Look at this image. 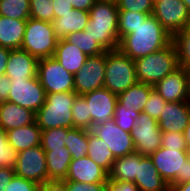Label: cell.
I'll return each instance as SVG.
<instances>
[{
  "label": "cell",
  "mask_w": 190,
  "mask_h": 191,
  "mask_svg": "<svg viewBox=\"0 0 190 191\" xmlns=\"http://www.w3.org/2000/svg\"><path fill=\"white\" fill-rule=\"evenodd\" d=\"M40 185L34 181L14 176L6 191H39Z\"/></svg>",
  "instance_id": "cell-43"
},
{
  "label": "cell",
  "mask_w": 190,
  "mask_h": 191,
  "mask_svg": "<svg viewBox=\"0 0 190 191\" xmlns=\"http://www.w3.org/2000/svg\"><path fill=\"white\" fill-rule=\"evenodd\" d=\"M87 156L108 173L111 171L113 161L116 159L114 154L109 150L108 145L89 130Z\"/></svg>",
  "instance_id": "cell-29"
},
{
  "label": "cell",
  "mask_w": 190,
  "mask_h": 191,
  "mask_svg": "<svg viewBox=\"0 0 190 191\" xmlns=\"http://www.w3.org/2000/svg\"><path fill=\"white\" fill-rule=\"evenodd\" d=\"M137 81L154 86L179 68L173 40L164 48L134 60Z\"/></svg>",
  "instance_id": "cell-3"
},
{
  "label": "cell",
  "mask_w": 190,
  "mask_h": 191,
  "mask_svg": "<svg viewBox=\"0 0 190 191\" xmlns=\"http://www.w3.org/2000/svg\"><path fill=\"white\" fill-rule=\"evenodd\" d=\"M15 175L13 168H0V191H6V188Z\"/></svg>",
  "instance_id": "cell-49"
},
{
  "label": "cell",
  "mask_w": 190,
  "mask_h": 191,
  "mask_svg": "<svg viewBox=\"0 0 190 191\" xmlns=\"http://www.w3.org/2000/svg\"><path fill=\"white\" fill-rule=\"evenodd\" d=\"M144 156L139 152H133L123 157H117L113 161L108 179L116 182H134L138 170V163Z\"/></svg>",
  "instance_id": "cell-26"
},
{
  "label": "cell",
  "mask_w": 190,
  "mask_h": 191,
  "mask_svg": "<svg viewBox=\"0 0 190 191\" xmlns=\"http://www.w3.org/2000/svg\"><path fill=\"white\" fill-rule=\"evenodd\" d=\"M118 7L113 1H96L89 10V20L84 31L106 51L118 49Z\"/></svg>",
  "instance_id": "cell-2"
},
{
  "label": "cell",
  "mask_w": 190,
  "mask_h": 191,
  "mask_svg": "<svg viewBox=\"0 0 190 191\" xmlns=\"http://www.w3.org/2000/svg\"><path fill=\"white\" fill-rule=\"evenodd\" d=\"M159 174L169 185L183 184V169L189 159L187 150L158 148L150 155Z\"/></svg>",
  "instance_id": "cell-8"
},
{
  "label": "cell",
  "mask_w": 190,
  "mask_h": 191,
  "mask_svg": "<svg viewBox=\"0 0 190 191\" xmlns=\"http://www.w3.org/2000/svg\"><path fill=\"white\" fill-rule=\"evenodd\" d=\"M72 159L87 156L88 153V130L71 128L67 132V141L64 142Z\"/></svg>",
  "instance_id": "cell-30"
},
{
  "label": "cell",
  "mask_w": 190,
  "mask_h": 191,
  "mask_svg": "<svg viewBox=\"0 0 190 191\" xmlns=\"http://www.w3.org/2000/svg\"><path fill=\"white\" fill-rule=\"evenodd\" d=\"M190 72L182 67L157 82L153 88L166 102L188 101Z\"/></svg>",
  "instance_id": "cell-16"
},
{
  "label": "cell",
  "mask_w": 190,
  "mask_h": 191,
  "mask_svg": "<svg viewBox=\"0 0 190 191\" xmlns=\"http://www.w3.org/2000/svg\"><path fill=\"white\" fill-rule=\"evenodd\" d=\"M69 128H53L41 131V147L44 151H51V149H62L67 141V132Z\"/></svg>",
  "instance_id": "cell-36"
},
{
  "label": "cell",
  "mask_w": 190,
  "mask_h": 191,
  "mask_svg": "<svg viewBox=\"0 0 190 191\" xmlns=\"http://www.w3.org/2000/svg\"><path fill=\"white\" fill-rule=\"evenodd\" d=\"M188 102L190 104V78H189V93H188Z\"/></svg>",
  "instance_id": "cell-56"
},
{
  "label": "cell",
  "mask_w": 190,
  "mask_h": 191,
  "mask_svg": "<svg viewBox=\"0 0 190 191\" xmlns=\"http://www.w3.org/2000/svg\"><path fill=\"white\" fill-rule=\"evenodd\" d=\"M37 77L46 94L74 92V75L65 70L54 57L38 60Z\"/></svg>",
  "instance_id": "cell-7"
},
{
  "label": "cell",
  "mask_w": 190,
  "mask_h": 191,
  "mask_svg": "<svg viewBox=\"0 0 190 191\" xmlns=\"http://www.w3.org/2000/svg\"><path fill=\"white\" fill-rule=\"evenodd\" d=\"M39 191H67L65 180H48L40 185Z\"/></svg>",
  "instance_id": "cell-47"
},
{
  "label": "cell",
  "mask_w": 190,
  "mask_h": 191,
  "mask_svg": "<svg viewBox=\"0 0 190 191\" xmlns=\"http://www.w3.org/2000/svg\"><path fill=\"white\" fill-rule=\"evenodd\" d=\"M57 42L52 23L31 17L27 20L21 49L39 60L53 57Z\"/></svg>",
  "instance_id": "cell-6"
},
{
  "label": "cell",
  "mask_w": 190,
  "mask_h": 191,
  "mask_svg": "<svg viewBox=\"0 0 190 191\" xmlns=\"http://www.w3.org/2000/svg\"><path fill=\"white\" fill-rule=\"evenodd\" d=\"M190 181V159L185 161V166L183 169V183Z\"/></svg>",
  "instance_id": "cell-53"
},
{
  "label": "cell",
  "mask_w": 190,
  "mask_h": 191,
  "mask_svg": "<svg viewBox=\"0 0 190 191\" xmlns=\"http://www.w3.org/2000/svg\"><path fill=\"white\" fill-rule=\"evenodd\" d=\"M53 57L65 70L75 75L85 64L88 56L66 39H60Z\"/></svg>",
  "instance_id": "cell-23"
},
{
  "label": "cell",
  "mask_w": 190,
  "mask_h": 191,
  "mask_svg": "<svg viewBox=\"0 0 190 191\" xmlns=\"http://www.w3.org/2000/svg\"><path fill=\"white\" fill-rule=\"evenodd\" d=\"M139 114L140 112L135 111L133 107L125 108L117 101L114 120L118 127L131 133L132 129L136 125V120L139 117Z\"/></svg>",
  "instance_id": "cell-37"
},
{
  "label": "cell",
  "mask_w": 190,
  "mask_h": 191,
  "mask_svg": "<svg viewBox=\"0 0 190 191\" xmlns=\"http://www.w3.org/2000/svg\"><path fill=\"white\" fill-rule=\"evenodd\" d=\"M116 3L119 11L139 12L148 15L153 13V0H117Z\"/></svg>",
  "instance_id": "cell-40"
},
{
  "label": "cell",
  "mask_w": 190,
  "mask_h": 191,
  "mask_svg": "<svg viewBox=\"0 0 190 191\" xmlns=\"http://www.w3.org/2000/svg\"><path fill=\"white\" fill-rule=\"evenodd\" d=\"M46 92L38 77L11 80L8 101L36 113L44 104Z\"/></svg>",
  "instance_id": "cell-13"
},
{
  "label": "cell",
  "mask_w": 190,
  "mask_h": 191,
  "mask_svg": "<svg viewBox=\"0 0 190 191\" xmlns=\"http://www.w3.org/2000/svg\"><path fill=\"white\" fill-rule=\"evenodd\" d=\"M67 191H105L106 183H80L66 181Z\"/></svg>",
  "instance_id": "cell-44"
},
{
  "label": "cell",
  "mask_w": 190,
  "mask_h": 191,
  "mask_svg": "<svg viewBox=\"0 0 190 191\" xmlns=\"http://www.w3.org/2000/svg\"><path fill=\"white\" fill-rule=\"evenodd\" d=\"M134 183L139 191H168L169 184L162 178L150 156H144L138 163Z\"/></svg>",
  "instance_id": "cell-20"
},
{
  "label": "cell",
  "mask_w": 190,
  "mask_h": 191,
  "mask_svg": "<svg viewBox=\"0 0 190 191\" xmlns=\"http://www.w3.org/2000/svg\"><path fill=\"white\" fill-rule=\"evenodd\" d=\"M161 147L173 148L178 150H187L184 133L162 132Z\"/></svg>",
  "instance_id": "cell-42"
},
{
  "label": "cell",
  "mask_w": 190,
  "mask_h": 191,
  "mask_svg": "<svg viewBox=\"0 0 190 191\" xmlns=\"http://www.w3.org/2000/svg\"><path fill=\"white\" fill-rule=\"evenodd\" d=\"M54 18H61L62 14H66L73 9L70 0H53Z\"/></svg>",
  "instance_id": "cell-46"
},
{
  "label": "cell",
  "mask_w": 190,
  "mask_h": 191,
  "mask_svg": "<svg viewBox=\"0 0 190 191\" xmlns=\"http://www.w3.org/2000/svg\"><path fill=\"white\" fill-rule=\"evenodd\" d=\"M11 80L6 74L0 75V104L8 101Z\"/></svg>",
  "instance_id": "cell-48"
},
{
  "label": "cell",
  "mask_w": 190,
  "mask_h": 191,
  "mask_svg": "<svg viewBox=\"0 0 190 191\" xmlns=\"http://www.w3.org/2000/svg\"><path fill=\"white\" fill-rule=\"evenodd\" d=\"M137 82L134 60L119 49L107 51L104 87L119 95Z\"/></svg>",
  "instance_id": "cell-5"
},
{
  "label": "cell",
  "mask_w": 190,
  "mask_h": 191,
  "mask_svg": "<svg viewBox=\"0 0 190 191\" xmlns=\"http://www.w3.org/2000/svg\"><path fill=\"white\" fill-rule=\"evenodd\" d=\"M148 14L131 12V11H119L118 13V35L119 40L134 32L135 28L144 22Z\"/></svg>",
  "instance_id": "cell-35"
},
{
  "label": "cell",
  "mask_w": 190,
  "mask_h": 191,
  "mask_svg": "<svg viewBox=\"0 0 190 191\" xmlns=\"http://www.w3.org/2000/svg\"><path fill=\"white\" fill-rule=\"evenodd\" d=\"M70 2L72 3L73 8H75L76 10L89 11L96 2V0H70Z\"/></svg>",
  "instance_id": "cell-50"
},
{
  "label": "cell",
  "mask_w": 190,
  "mask_h": 191,
  "mask_svg": "<svg viewBox=\"0 0 190 191\" xmlns=\"http://www.w3.org/2000/svg\"><path fill=\"white\" fill-rule=\"evenodd\" d=\"M10 49L0 46V75L5 74Z\"/></svg>",
  "instance_id": "cell-51"
},
{
  "label": "cell",
  "mask_w": 190,
  "mask_h": 191,
  "mask_svg": "<svg viewBox=\"0 0 190 191\" xmlns=\"http://www.w3.org/2000/svg\"><path fill=\"white\" fill-rule=\"evenodd\" d=\"M190 119L188 101L166 102L159 117L158 125L162 132L183 133Z\"/></svg>",
  "instance_id": "cell-18"
},
{
  "label": "cell",
  "mask_w": 190,
  "mask_h": 191,
  "mask_svg": "<svg viewBox=\"0 0 190 191\" xmlns=\"http://www.w3.org/2000/svg\"><path fill=\"white\" fill-rule=\"evenodd\" d=\"M96 1H113V2H116L117 0H96Z\"/></svg>",
  "instance_id": "cell-58"
},
{
  "label": "cell",
  "mask_w": 190,
  "mask_h": 191,
  "mask_svg": "<svg viewBox=\"0 0 190 191\" xmlns=\"http://www.w3.org/2000/svg\"><path fill=\"white\" fill-rule=\"evenodd\" d=\"M48 180H64L67 176L71 154L66 147L45 151Z\"/></svg>",
  "instance_id": "cell-27"
},
{
  "label": "cell",
  "mask_w": 190,
  "mask_h": 191,
  "mask_svg": "<svg viewBox=\"0 0 190 191\" xmlns=\"http://www.w3.org/2000/svg\"><path fill=\"white\" fill-rule=\"evenodd\" d=\"M41 129L36 121L33 124L6 131L9 144L21 152L28 148L41 145Z\"/></svg>",
  "instance_id": "cell-25"
},
{
  "label": "cell",
  "mask_w": 190,
  "mask_h": 191,
  "mask_svg": "<svg viewBox=\"0 0 190 191\" xmlns=\"http://www.w3.org/2000/svg\"><path fill=\"white\" fill-rule=\"evenodd\" d=\"M154 90L152 85L137 82L125 92L117 95V101L125 108L133 107L137 112H143L150 93Z\"/></svg>",
  "instance_id": "cell-28"
},
{
  "label": "cell",
  "mask_w": 190,
  "mask_h": 191,
  "mask_svg": "<svg viewBox=\"0 0 190 191\" xmlns=\"http://www.w3.org/2000/svg\"><path fill=\"white\" fill-rule=\"evenodd\" d=\"M179 67L190 72V23L173 36Z\"/></svg>",
  "instance_id": "cell-33"
},
{
  "label": "cell",
  "mask_w": 190,
  "mask_h": 191,
  "mask_svg": "<svg viewBox=\"0 0 190 191\" xmlns=\"http://www.w3.org/2000/svg\"><path fill=\"white\" fill-rule=\"evenodd\" d=\"M152 15L172 37L190 23V11L182 0L154 1Z\"/></svg>",
  "instance_id": "cell-10"
},
{
  "label": "cell",
  "mask_w": 190,
  "mask_h": 191,
  "mask_svg": "<svg viewBox=\"0 0 190 191\" xmlns=\"http://www.w3.org/2000/svg\"><path fill=\"white\" fill-rule=\"evenodd\" d=\"M89 31L70 33L65 39L78 47L87 56H96L107 52L99 43L93 40Z\"/></svg>",
  "instance_id": "cell-31"
},
{
  "label": "cell",
  "mask_w": 190,
  "mask_h": 191,
  "mask_svg": "<svg viewBox=\"0 0 190 191\" xmlns=\"http://www.w3.org/2000/svg\"><path fill=\"white\" fill-rule=\"evenodd\" d=\"M38 59L23 49L10 51L5 74L10 80L29 79L37 76Z\"/></svg>",
  "instance_id": "cell-19"
},
{
  "label": "cell",
  "mask_w": 190,
  "mask_h": 191,
  "mask_svg": "<svg viewBox=\"0 0 190 191\" xmlns=\"http://www.w3.org/2000/svg\"><path fill=\"white\" fill-rule=\"evenodd\" d=\"M53 0H30V17L52 23L54 19Z\"/></svg>",
  "instance_id": "cell-39"
},
{
  "label": "cell",
  "mask_w": 190,
  "mask_h": 191,
  "mask_svg": "<svg viewBox=\"0 0 190 191\" xmlns=\"http://www.w3.org/2000/svg\"><path fill=\"white\" fill-rule=\"evenodd\" d=\"M135 152L150 156L161 147L162 131L158 121L144 112H140L136 125L131 131Z\"/></svg>",
  "instance_id": "cell-11"
},
{
  "label": "cell",
  "mask_w": 190,
  "mask_h": 191,
  "mask_svg": "<svg viewBox=\"0 0 190 191\" xmlns=\"http://www.w3.org/2000/svg\"><path fill=\"white\" fill-rule=\"evenodd\" d=\"M172 40L173 37L151 14L135 28L134 32L119 40L118 49L135 60L166 47Z\"/></svg>",
  "instance_id": "cell-1"
},
{
  "label": "cell",
  "mask_w": 190,
  "mask_h": 191,
  "mask_svg": "<svg viewBox=\"0 0 190 191\" xmlns=\"http://www.w3.org/2000/svg\"><path fill=\"white\" fill-rule=\"evenodd\" d=\"M65 181L80 183H107L108 172L88 156L72 159Z\"/></svg>",
  "instance_id": "cell-17"
},
{
  "label": "cell",
  "mask_w": 190,
  "mask_h": 191,
  "mask_svg": "<svg viewBox=\"0 0 190 191\" xmlns=\"http://www.w3.org/2000/svg\"><path fill=\"white\" fill-rule=\"evenodd\" d=\"M105 191H139L134 182H116L108 179Z\"/></svg>",
  "instance_id": "cell-45"
},
{
  "label": "cell",
  "mask_w": 190,
  "mask_h": 191,
  "mask_svg": "<svg viewBox=\"0 0 190 191\" xmlns=\"http://www.w3.org/2000/svg\"><path fill=\"white\" fill-rule=\"evenodd\" d=\"M76 96L75 92L46 94L44 104L35 113V121L40 129L74 128L72 106Z\"/></svg>",
  "instance_id": "cell-4"
},
{
  "label": "cell",
  "mask_w": 190,
  "mask_h": 191,
  "mask_svg": "<svg viewBox=\"0 0 190 191\" xmlns=\"http://www.w3.org/2000/svg\"><path fill=\"white\" fill-rule=\"evenodd\" d=\"M0 15L19 20L30 18V0H0Z\"/></svg>",
  "instance_id": "cell-32"
},
{
  "label": "cell",
  "mask_w": 190,
  "mask_h": 191,
  "mask_svg": "<svg viewBox=\"0 0 190 191\" xmlns=\"http://www.w3.org/2000/svg\"><path fill=\"white\" fill-rule=\"evenodd\" d=\"M183 133H184V137L186 139V145L190 146V119H189L188 124Z\"/></svg>",
  "instance_id": "cell-54"
},
{
  "label": "cell",
  "mask_w": 190,
  "mask_h": 191,
  "mask_svg": "<svg viewBox=\"0 0 190 191\" xmlns=\"http://www.w3.org/2000/svg\"><path fill=\"white\" fill-rule=\"evenodd\" d=\"M72 117L74 128L92 129V118L88 110V104L86 99L82 95L75 97L74 104L72 106Z\"/></svg>",
  "instance_id": "cell-34"
},
{
  "label": "cell",
  "mask_w": 190,
  "mask_h": 191,
  "mask_svg": "<svg viewBox=\"0 0 190 191\" xmlns=\"http://www.w3.org/2000/svg\"><path fill=\"white\" fill-rule=\"evenodd\" d=\"M14 172L39 185L48 181L46 154L41 145L18 152Z\"/></svg>",
  "instance_id": "cell-9"
},
{
  "label": "cell",
  "mask_w": 190,
  "mask_h": 191,
  "mask_svg": "<svg viewBox=\"0 0 190 191\" xmlns=\"http://www.w3.org/2000/svg\"><path fill=\"white\" fill-rule=\"evenodd\" d=\"M27 20L7 18L0 15V46L14 50L20 49Z\"/></svg>",
  "instance_id": "cell-24"
},
{
  "label": "cell",
  "mask_w": 190,
  "mask_h": 191,
  "mask_svg": "<svg viewBox=\"0 0 190 191\" xmlns=\"http://www.w3.org/2000/svg\"><path fill=\"white\" fill-rule=\"evenodd\" d=\"M182 1L187 6L188 10L190 11V0H182Z\"/></svg>",
  "instance_id": "cell-55"
},
{
  "label": "cell",
  "mask_w": 190,
  "mask_h": 191,
  "mask_svg": "<svg viewBox=\"0 0 190 191\" xmlns=\"http://www.w3.org/2000/svg\"><path fill=\"white\" fill-rule=\"evenodd\" d=\"M90 131L108 145L109 150L116 158L135 152L131 133L118 127L114 119L98 124Z\"/></svg>",
  "instance_id": "cell-14"
},
{
  "label": "cell",
  "mask_w": 190,
  "mask_h": 191,
  "mask_svg": "<svg viewBox=\"0 0 190 191\" xmlns=\"http://www.w3.org/2000/svg\"><path fill=\"white\" fill-rule=\"evenodd\" d=\"M89 20V11L76 10L62 14L61 18L52 21L55 36L58 40L65 39L70 33L80 32L85 29Z\"/></svg>",
  "instance_id": "cell-22"
},
{
  "label": "cell",
  "mask_w": 190,
  "mask_h": 191,
  "mask_svg": "<svg viewBox=\"0 0 190 191\" xmlns=\"http://www.w3.org/2000/svg\"><path fill=\"white\" fill-rule=\"evenodd\" d=\"M106 52L88 56L85 64L74 75V92L84 95L104 87Z\"/></svg>",
  "instance_id": "cell-12"
},
{
  "label": "cell",
  "mask_w": 190,
  "mask_h": 191,
  "mask_svg": "<svg viewBox=\"0 0 190 191\" xmlns=\"http://www.w3.org/2000/svg\"><path fill=\"white\" fill-rule=\"evenodd\" d=\"M168 191H190V181L179 185H169Z\"/></svg>",
  "instance_id": "cell-52"
},
{
  "label": "cell",
  "mask_w": 190,
  "mask_h": 191,
  "mask_svg": "<svg viewBox=\"0 0 190 191\" xmlns=\"http://www.w3.org/2000/svg\"><path fill=\"white\" fill-rule=\"evenodd\" d=\"M188 157L190 159V146H187Z\"/></svg>",
  "instance_id": "cell-57"
},
{
  "label": "cell",
  "mask_w": 190,
  "mask_h": 191,
  "mask_svg": "<svg viewBox=\"0 0 190 191\" xmlns=\"http://www.w3.org/2000/svg\"><path fill=\"white\" fill-rule=\"evenodd\" d=\"M18 152L9 144L6 131L0 126V168H15Z\"/></svg>",
  "instance_id": "cell-38"
},
{
  "label": "cell",
  "mask_w": 190,
  "mask_h": 191,
  "mask_svg": "<svg viewBox=\"0 0 190 191\" xmlns=\"http://www.w3.org/2000/svg\"><path fill=\"white\" fill-rule=\"evenodd\" d=\"M88 104L92 127L114 119L117 95L105 87L82 95Z\"/></svg>",
  "instance_id": "cell-15"
},
{
  "label": "cell",
  "mask_w": 190,
  "mask_h": 191,
  "mask_svg": "<svg viewBox=\"0 0 190 191\" xmlns=\"http://www.w3.org/2000/svg\"><path fill=\"white\" fill-rule=\"evenodd\" d=\"M35 122V113L18 104L6 101L0 104V126L5 130L24 127Z\"/></svg>",
  "instance_id": "cell-21"
},
{
  "label": "cell",
  "mask_w": 190,
  "mask_h": 191,
  "mask_svg": "<svg viewBox=\"0 0 190 191\" xmlns=\"http://www.w3.org/2000/svg\"><path fill=\"white\" fill-rule=\"evenodd\" d=\"M165 104V99L153 90L148 97L143 112L158 120L165 107Z\"/></svg>",
  "instance_id": "cell-41"
}]
</instances>
